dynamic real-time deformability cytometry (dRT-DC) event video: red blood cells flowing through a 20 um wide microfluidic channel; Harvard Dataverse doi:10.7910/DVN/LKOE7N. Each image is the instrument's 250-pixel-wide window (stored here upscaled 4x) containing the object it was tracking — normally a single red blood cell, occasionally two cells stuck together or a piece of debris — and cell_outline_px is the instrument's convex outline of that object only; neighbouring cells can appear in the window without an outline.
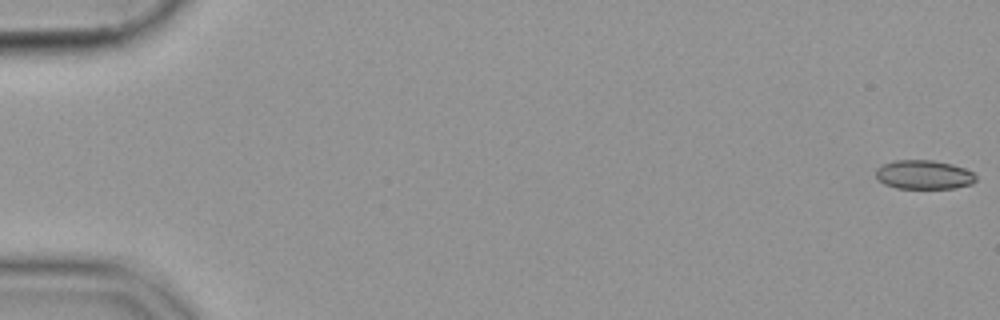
{"species": "common noctule bat (a hibernating species)", "species_latin": "Nyctalus noctula", "temperature_condition": "cold", "stored_images_in_passage": 56, "camera_frame_rate_fps": 3000, "um_per_image_px": 0.085, "animal": {"sex": "female", "body_mass_g": 19.9}, "frame": {"image": 1, "passage_image": 1, "time_ms": 0.0, "image_size_px": [1000, 320], "cell_outline_px": [[976, 180], [972, 184], [952, 188], [896, 188], [884, 184], [876, 176], [876, 168], [884, 164], [896, 160], [932, 160], [952, 164], [964, 168], [972, 172], [976, 176]], "centroid_in_image_um": [78.53, 14.85], "position_along_channel_um": 6.5, "area_um2": 16.82}}
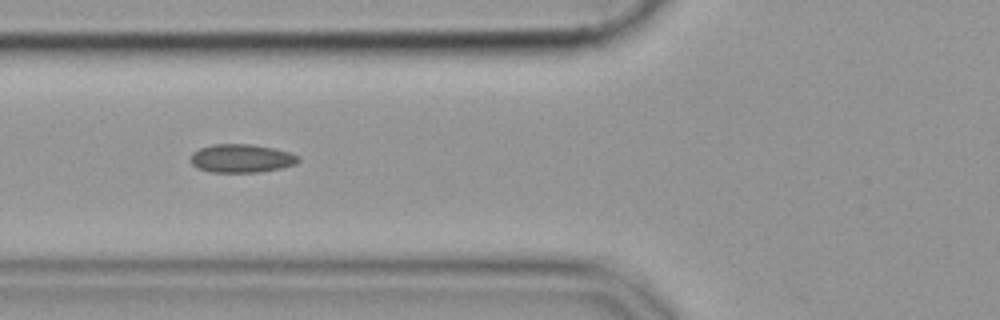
{"frame": {"image": 2, "passage_image": 22, "time_ms": 7.0, "image_size_px": [1000, 320], "cell_outline_px": [[300, 160], [296, 164], [280, 168], [260, 172], [208, 172], [196, 168], [192, 164], [192, 152], [200, 148], [212, 144], [252, 144], [272, 148], [288, 152], [300, 156]], "centroid_in_image_um": [20.52, 13.46], "position_along_channel_um": 105.3, "area_um2": 17.86}}
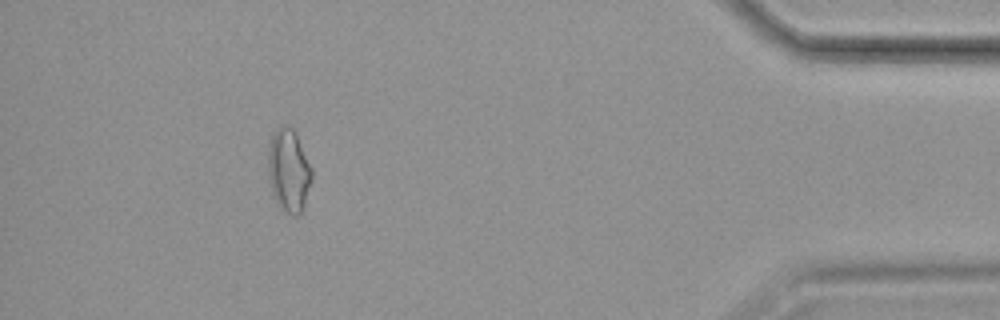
{"frame": {"image": 3, "passage_image": 51, "time_ms": 16.667, "image_size_px": [1000, 320], "cell_outline_px": [[312, 180], [304, 204], [300, 212], [296, 216], [292, 216], [280, 208], [276, 204], [272, 196], [268, 176], [268, 144], [276, 128], [284, 124], [288, 124], [296, 132], [312, 168]], "centroid_in_image_um": [24.52, 14.48], "position_along_channel_um": 410.7, "area_um2": 21.56}}